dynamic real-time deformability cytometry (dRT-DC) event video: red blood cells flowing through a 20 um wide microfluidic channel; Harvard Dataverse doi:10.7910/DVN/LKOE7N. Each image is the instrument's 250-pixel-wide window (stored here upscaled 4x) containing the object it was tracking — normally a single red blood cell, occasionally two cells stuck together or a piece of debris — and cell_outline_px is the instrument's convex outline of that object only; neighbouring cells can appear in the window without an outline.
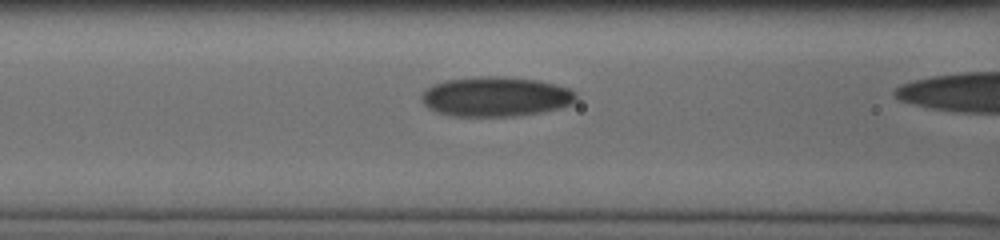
{"species": "human", "species_latin": "Homo sapiens", "temperature_condition": "cold", "stored_images_in_passage": 30, "camera_frame_rate_fps": 3000, "um_per_image_px": 0.085, "donor": {"sex": "male"}, "frame": {"image": 1, "passage_image": 10, "time_ms": 3.0, "image_size_px": [1000, 240], "cell_outline_px": [[576, 100], [572, 104], [560, 108], [540, 112], [512, 116], [452, 116], [436, 112], [428, 108], [420, 100], [420, 96], [432, 84], [444, 80], [480, 76], [504, 76], [536, 80], [568, 88], [576, 92]], "centroid_in_image_um": [42.1, 8.21], "position_along_channel_um": 124.5, "area_um2": 35.89}}
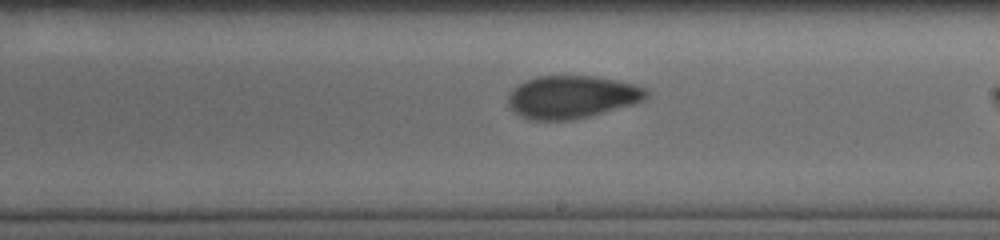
{"frame": {"image": 2, "passage_image": 19, "time_ms": 6.0, "image_size_px": [1000, 240], "cell_outline_px": [[648, 96], [644, 100], [636, 104], [572, 120], [528, 120], [512, 112], [508, 108], [508, 92], [512, 88], [536, 76], [596, 76], [636, 84], [648, 88]], "centroid_in_image_um": [48.61, 8.25], "position_along_channel_um": 240.4, "area_um2": 34.91}}
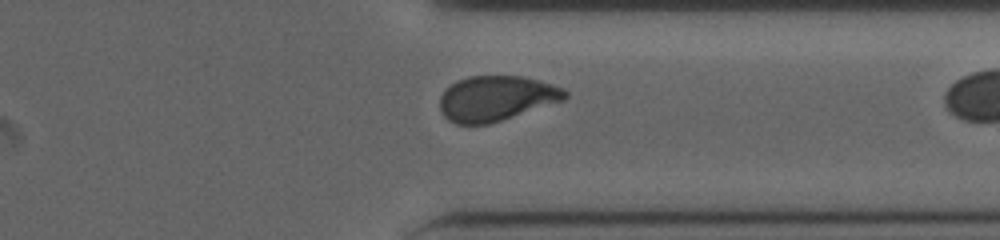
{"frame": {"image": 3, "passage_image": 29, "time_ms": 9.333, "image_size_px": [1000, 240], "cell_outline_px": [[568, 96], [564, 100], [488, 124], [456, 124], [448, 120], [444, 116], [440, 108], [440, 96], [444, 88], [456, 80], [468, 76], [524, 76], [564, 88], [568, 92]], "centroid_in_image_um": [42.15, 8.35], "position_along_channel_um": 369.3, "area_um2": 32.95}}